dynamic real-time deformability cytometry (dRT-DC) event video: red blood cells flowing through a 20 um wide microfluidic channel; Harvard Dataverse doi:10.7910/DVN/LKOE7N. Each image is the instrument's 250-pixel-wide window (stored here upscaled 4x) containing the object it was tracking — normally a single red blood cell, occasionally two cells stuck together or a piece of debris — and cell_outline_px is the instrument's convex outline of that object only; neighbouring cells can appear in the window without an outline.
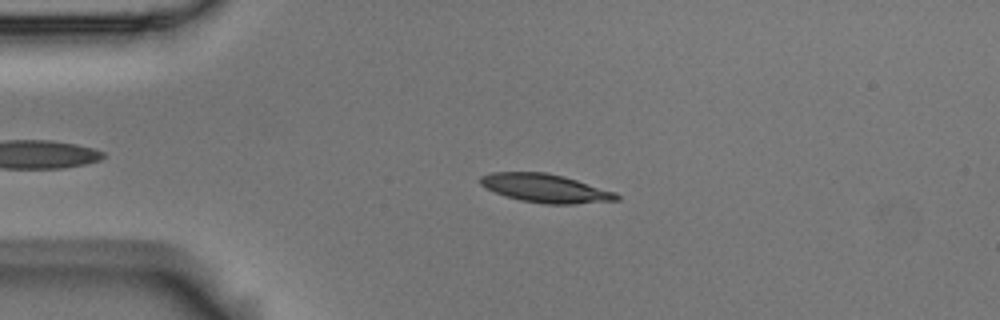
{"species": "Egyptian fruit bat (a non-hibernating species)", "species_latin": "Rousettus aegyptiacus", "temperature_condition": "room temperature", "stored_images_in_passage": 5, "camera_frame_rate_fps": 3000, "um_per_image_px": 0.085, "animal": {"sex": "male"}, "frame": {"image": 1, "passage_image": 3, "time_ms": 0.667, "image_size_px": [1000, 320], "cell_outline_px": [[620, 200], [572, 204], [544, 204], [520, 200], [504, 196], [480, 184], [480, 176], [492, 172], [544, 172], [564, 176], [616, 192], [620, 196]], "centroid_in_image_um": [46.38, 16.0], "position_along_channel_um": 38.6, "area_um2": 22.6}}
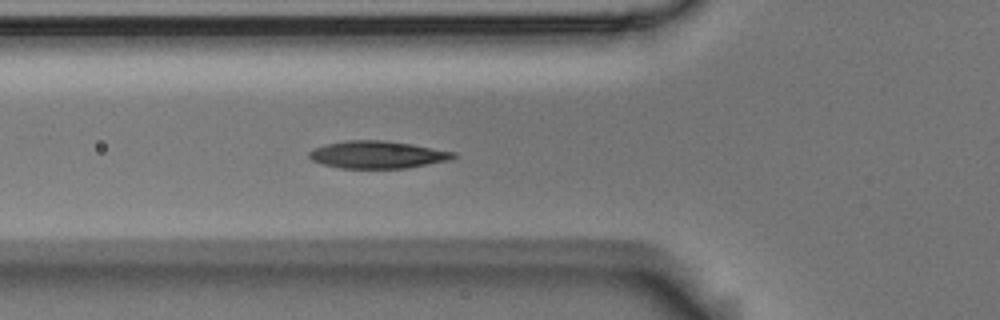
{"frame": {"image": 2, "passage_image": 5, "time_ms": 1.333, "image_size_px": [1000, 320], "cell_outline_px": [[456, 156], [452, 160], [408, 168], [340, 168], [324, 164], [312, 160], [308, 156], [308, 152], [312, 148], [324, 144], [344, 140], [384, 140], [412, 144], [456, 152]], "centroid_in_image_um": [32.09, 13.14], "position_along_channel_um": 93.7, "area_um2": 23.29}}